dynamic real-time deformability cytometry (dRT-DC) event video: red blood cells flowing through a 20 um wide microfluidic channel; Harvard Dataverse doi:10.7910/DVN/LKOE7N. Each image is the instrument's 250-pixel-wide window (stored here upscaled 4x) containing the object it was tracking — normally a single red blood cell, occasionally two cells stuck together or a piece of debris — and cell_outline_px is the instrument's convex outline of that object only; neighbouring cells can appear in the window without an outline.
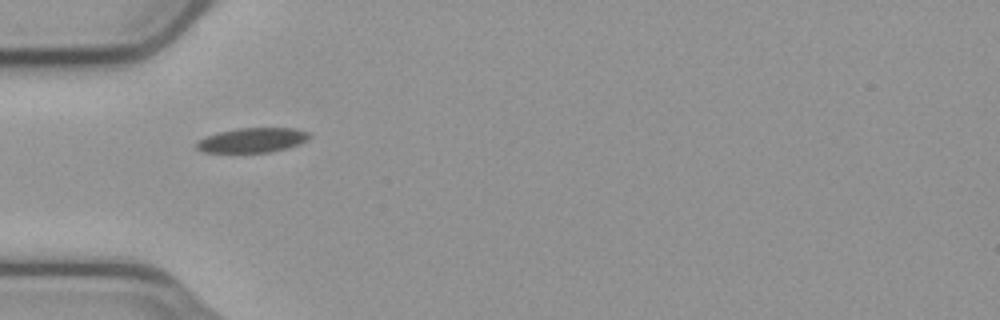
{"species": "common noctule bat (a hibernating species)", "species_latin": "Nyctalus noctula", "temperature_condition": "cold", "stored_images_in_passage": 11, "camera_frame_rate_fps": 3000, "um_per_image_px": 0.085, "animal": {"sex": "male", "body_mass_g": 23.1, "forearm_length_mm": 52.7}, "frame": {"image": 1, "passage_image": 1, "time_ms": 0.0, "image_size_px": [1000, 320], "cell_outline_px": [[312, 136], [296, 144], [284, 148], [268, 152], [204, 152], [196, 148], [196, 144], [200, 140], [208, 136], [220, 132], [236, 128], [296, 128], [312, 132]], "centroid_in_image_um": [21.47, 11.9], "position_along_channel_um": 63.5, "area_um2": 15.9}}
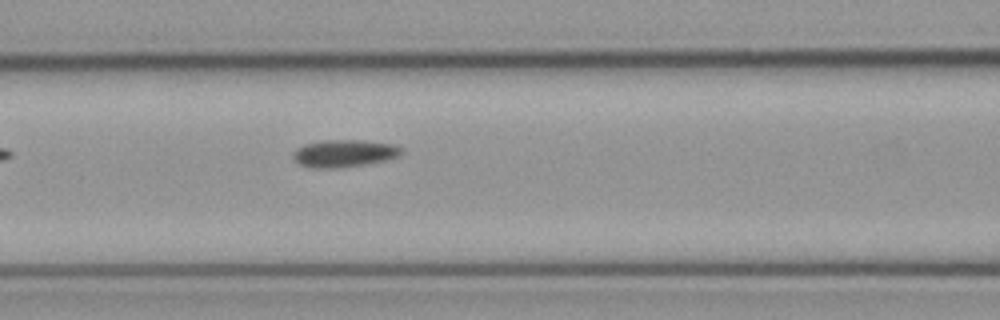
{"frame": {"image": 2, "passage_image": 7, "time_ms": 2.0, "image_size_px": [1000, 320], "cell_outline_px": [[404, 152], [396, 156], [384, 160], [364, 164], [336, 168], [312, 168], [300, 164], [292, 156], [292, 152], [296, 148], [304, 144], [328, 140], [360, 140], [396, 144]], "centroid_in_image_um": [29.23, 13.03], "position_along_channel_um": 137.4, "area_um2": 17.11}}
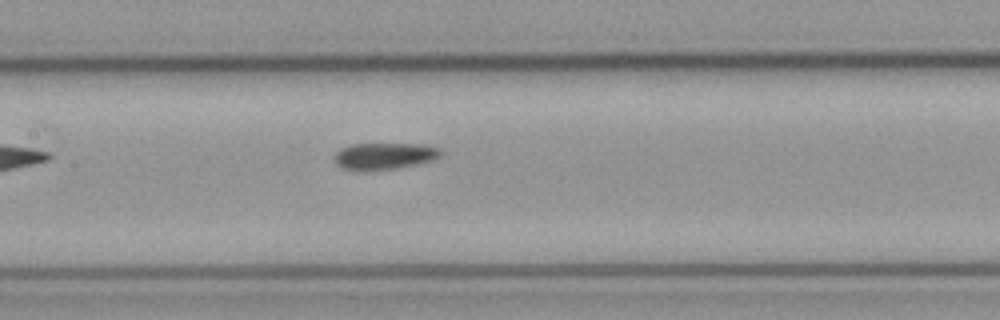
{"frame": {"image": 3, "passage_image": 10, "time_ms": 3.0, "image_size_px": [1000, 320], "cell_outline_px": [[444, 152], [440, 156], [432, 160], [392, 168], [344, 168], [336, 164], [336, 152], [340, 148], [352, 144], [424, 144], [440, 148]], "centroid_in_image_um": [32.73, 13.2], "position_along_channel_um": 174.7, "area_um2": 15.72}}